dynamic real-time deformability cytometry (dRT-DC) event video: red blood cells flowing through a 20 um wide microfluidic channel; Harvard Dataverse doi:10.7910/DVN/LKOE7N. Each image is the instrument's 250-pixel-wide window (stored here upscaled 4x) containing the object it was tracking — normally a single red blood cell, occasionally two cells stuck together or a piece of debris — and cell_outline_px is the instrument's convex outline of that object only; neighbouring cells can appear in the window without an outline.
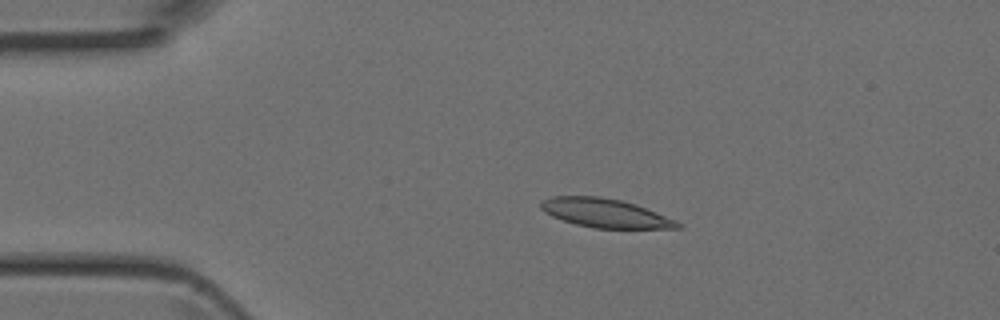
{"species": "Egyptian fruit bat (a non-hibernating species)", "species_latin": "Rousettus aegyptiacus", "temperature_condition": "room temperature", "stored_images_in_passage": 3, "camera_frame_rate_fps": 3000, "um_per_image_px": 0.085, "animal": {"sex": "female"}, "frame": {"image": 1, "passage_image": 2, "time_ms": 0.333, "image_size_px": [1000, 320], "cell_outline_px": [[684, 224], [680, 228], [596, 228], [576, 224], [552, 216], [544, 212], [540, 208], [540, 200], [552, 196], [600, 196], [620, 200], [636, 204], [676, 220]], "centroid_in_image_um": [51.43, 18.1], "position_along_channel_um": 33.6, "area_um2": 22.95}}